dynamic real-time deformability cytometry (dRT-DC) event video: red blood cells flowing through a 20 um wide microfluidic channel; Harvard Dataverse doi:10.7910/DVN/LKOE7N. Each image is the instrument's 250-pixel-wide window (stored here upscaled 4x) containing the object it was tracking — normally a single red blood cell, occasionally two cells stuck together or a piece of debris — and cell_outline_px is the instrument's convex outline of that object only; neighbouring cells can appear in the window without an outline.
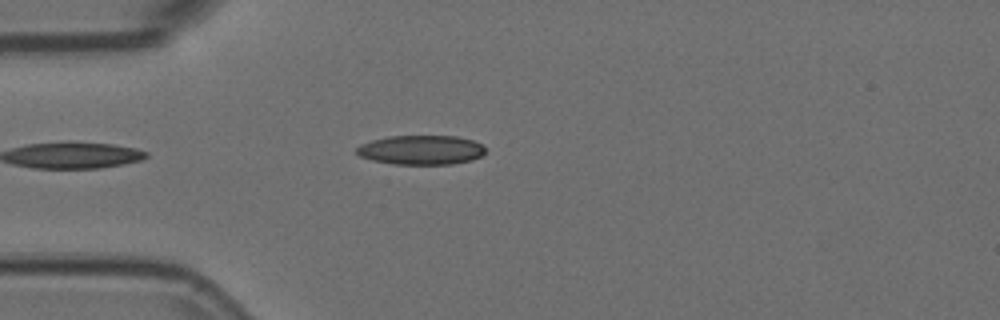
{"species": "Egyptian fruit bat (a non-hibernating species)", "species_latin": "Rousettus aegyptiacus", "temperature_condition": "room temperature", "stored_images_in_passage": 4, "camera_frame_rate_fps": 3000, "um_per_image_px": 0.085, "animal": {"sex": "female"}, "frame": {"image": 1, "passage_image": 3, "time_ms": 0.667, "image_size_px": [1000, 320], "cell_outline_px": [[484, 152], [480, 156], [472, 160], [452, 164], [392, 164], [372, 160], [360, 156], [356, 152], [356, 148], [360, 144], [372, 140], [388, 136], [456, 136], [472, 140], [480, 144], [484, 148]], "centroid_in_image_um": [35.76, 12.74], "position_along_channel_um": 49.2, "area_um2": 21.96}}